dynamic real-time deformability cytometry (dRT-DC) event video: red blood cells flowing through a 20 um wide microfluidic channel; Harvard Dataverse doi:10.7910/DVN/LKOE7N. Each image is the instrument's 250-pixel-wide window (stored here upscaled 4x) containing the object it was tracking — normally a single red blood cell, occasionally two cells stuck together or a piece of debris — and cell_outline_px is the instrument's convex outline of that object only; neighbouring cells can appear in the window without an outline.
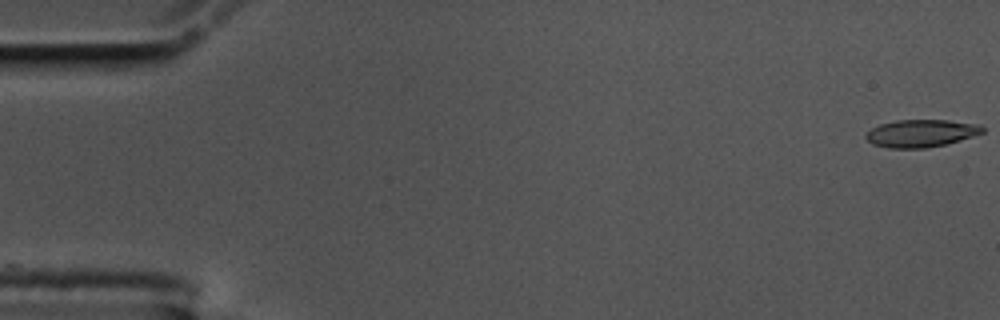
{"species": "common noctule bat (a hibernating species)", "species_latin": "Nyctalus noctula", "temperature_condition": "cold", "stored_images_in_passage": 50, "camera_frame_rate_fps": 3000, "um_per_image_px": 0.085, "animal": {"sex": "male", "body_mass_g": 17.5, "forearm_length_mm": 52.3}, "frame": {"image": 1, "passage_image": 1, "time_ms": 0.0, "image_size_px": [1000, 320], "cell_outline_px": [[984, 132], [960, 140], [944, 144], [924, 148], [888, 148], [872, 144], [864, 136], [872, 128], [880, 124], [896, 120], [948, 120], [980, 124], [984, 128]], "centroid_in_image_um": [78.29, 11.32], "position_along_channel_um": 6.7, "area_um2": 18.61}}
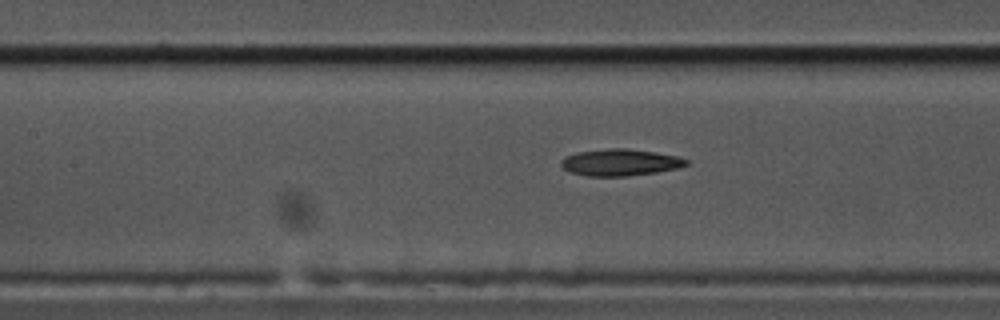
{"frame": {"image": 2, "passage_image": 26, "time_ms": 8.333, "image_size_px": [1000, 320], "cell_outline_px": [[688, 164], [676, 168], [656, 172], [628, 176], [588, 176], [572, 172], [564, 168], [560, 164], [560, 160], [564, 156], [576, 152], [608, 148], [624, 148], [656, 152], [680, 156], [688, 160]], "centroid_in_image_um": [52.7, 13.79], "position_along_channel_um": 154.7, "area_um2": 19.54}}
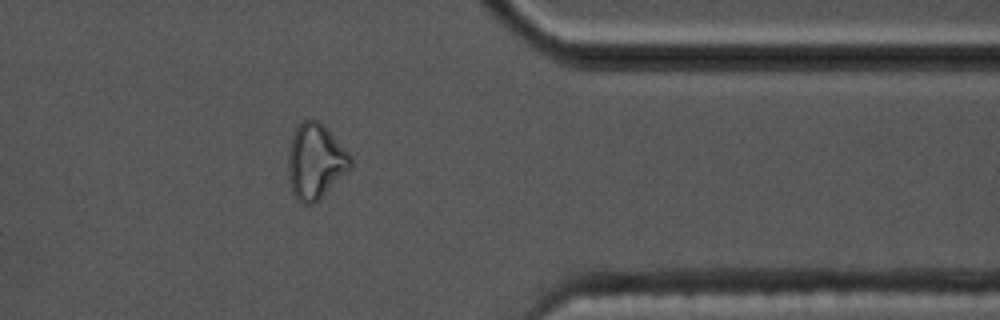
{"frame": {"image": 3, "passage_image": 47, "time_ms": 15.333, "image_size_px": [1000, 320], "cell_outline_px": [[352, 164], [312, 204], [300, 204], [296, 200], [292, 192], [288, 180], [288, 152], [292, 136], [296, 128], [304, 120], [320, 120], [324, 124], [352, 156]], "centroid_in_image_um": [26.76, 13.68], "position_along_channel_um": 384.6, "area_um2": 26.88}}